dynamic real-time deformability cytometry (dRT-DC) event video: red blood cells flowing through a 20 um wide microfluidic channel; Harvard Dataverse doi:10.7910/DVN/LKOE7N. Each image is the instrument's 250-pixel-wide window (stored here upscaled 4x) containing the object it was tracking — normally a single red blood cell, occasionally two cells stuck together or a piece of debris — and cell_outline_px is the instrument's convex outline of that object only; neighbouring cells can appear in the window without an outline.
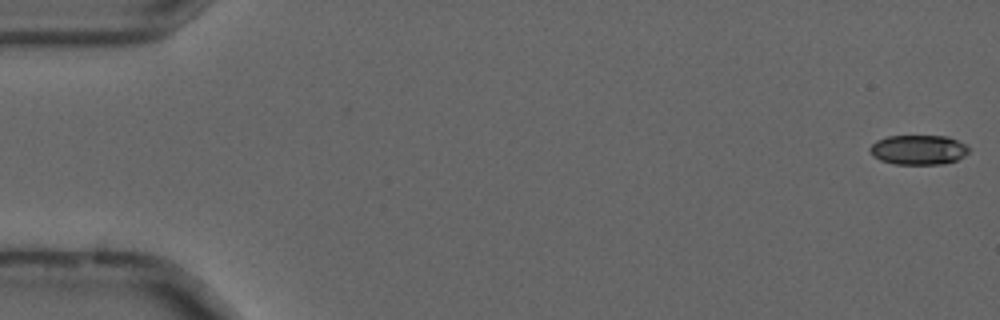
{"species": "common noctule bat (a hibernating species)", "species_latin": "Nyctalus noctula", "temperature_condition": "cold", "stored_images_in_passage": 52, "camera_frame_rate_fps": 3000, "um_per_image_px": 0.085, "animal": {"sex": "male", "forearm_length_mm": 52.5}, "frame": {"image": 1, "passage_image": 1, "time_ms": 0.0, "image_size_px": [1000, 320], "cell_outline_px": [[968, 152], [964, 156], [956, 160], [944, 164], [896, 164], [880, 160], [872, 156], [868, 148], [876, 140], [888, 136], [948, 136], [964, 144], [968, 148]], "centroid_in_image_um": [78.03, 12.73], "position_along_channel_um": 7.0, "area_um2": 17.11}}
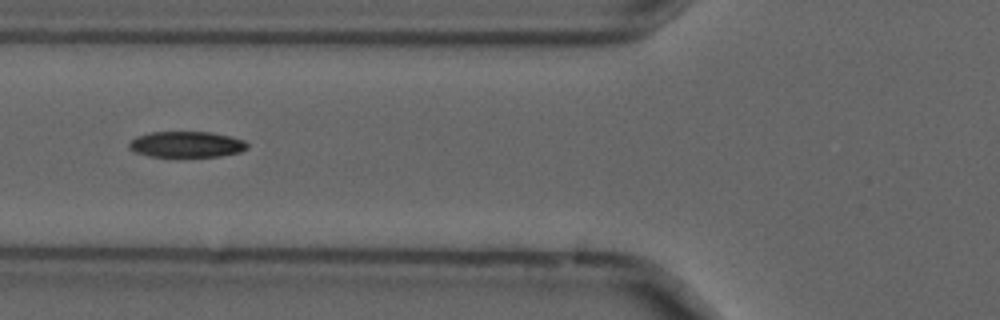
{"frame": {"image": 2, "passage_image": 21, "time_ms": 6.667, "image_size_px": [1000, 320], "cell_outline_px": [[248, 148], [240, 152], [220, 156], [176, 160], [172, 160], [152, 156], [136, 152], [128, 148], [128, 144], [136, 136], [152, 132], [212, 132], [232, 136], [244, 140], [248, 144]], "centroid_in_image_um": [15.86, 12.32], "position_along_channel_um": 109.9, "area_um2": 18.84}}
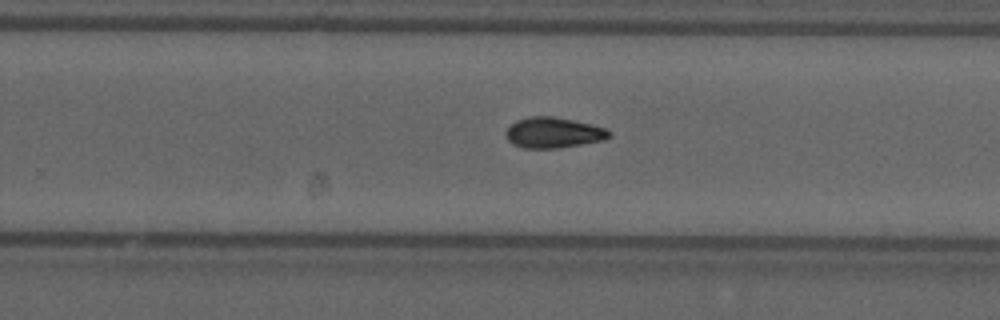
{"frame": {"image": 3, "passage_image": 35, "time_ms": 11.333, "image_size_px": [1000, 320], "cell_outline_px": [[612, 136], [604, 140], [560, 148], [524, 148], [512, 144], [508, 140], [504, 132], [516, 120], [532, 116], [552, 116], [592, 124], [604, 128], [612, 132]], "centroid_in_image_um": [47.05, 11.28], "position_along_channel_um": 282.8, "area_um2": 18.5}, "authors_computed_cell_mechanics": {"area_um2": 17.8313, "velocity_mm_per_s": 3.7049, "shape_relaxation_time_tau1_ms": 9.4753, "shape_relaxation_time_tau2_ms": 2.4422, "deformation_change_tau1": 0.1594, "deformation_change_tau2": 0.0805}}